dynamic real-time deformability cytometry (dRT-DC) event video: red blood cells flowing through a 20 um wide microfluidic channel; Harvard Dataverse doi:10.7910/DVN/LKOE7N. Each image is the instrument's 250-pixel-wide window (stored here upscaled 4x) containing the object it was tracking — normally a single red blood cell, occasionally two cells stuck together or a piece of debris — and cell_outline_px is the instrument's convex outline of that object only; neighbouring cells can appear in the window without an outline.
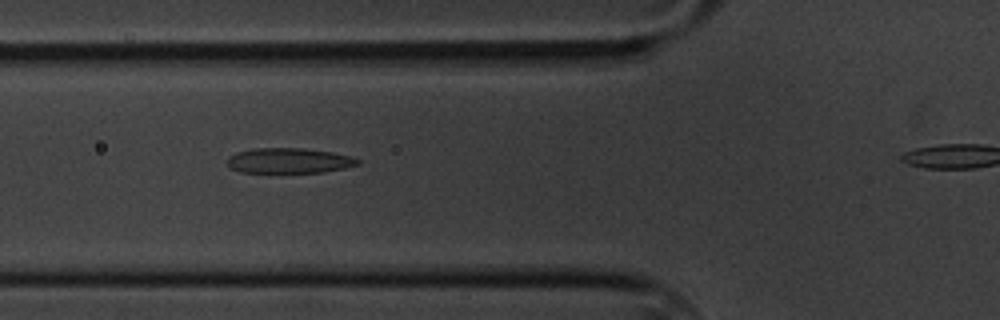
{"species": "common noctule bat (a hibernating species)", "species_latin": "Nyctalus noctula", "temperature_condition": "cold", "stored_images_in_passage": 7, "segment_of_instrument_passage": [1, 2], "camera_frame_rate_fps": 3000, "um_per_image_px": 0.085, "animal": {"sex": "male", "body_mass_g": 20.1, "forearm_length_mm": 53.5}, "frame": {"image": 1, "passage_image": 5, "time_ms": 4.667, "image_size_px": [1000, 320], "cell_outline_px": [[360, 164], [344, 168], [324, 172], [240, 172], [228, 168], [228, 156], [236, 152], [256, 148], [304, 148], [332, 152], [352, 156], [360, 160]], "centroid_in_image_um": [24.56, 13.65], "position_along_channel_um": 101.2, "area_um2": 19.25}}
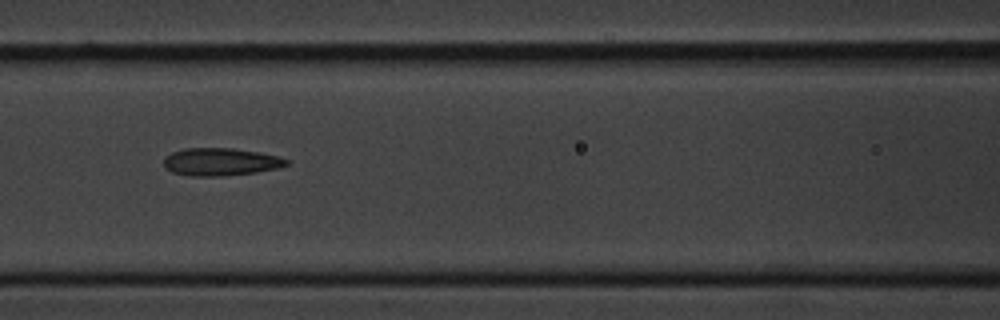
{"frame": {"image": 2, "passage_image": 6, "time_ms": 6.0, "image_size_px": [1000, 320], "cell_outline_px": [[292, 160], [288, 164], [276, 168], [256, 172], [224, 176], [188, 176], [172, 172], [164, 168], [164, 156], [172, 152], [184, 148], [232, 148], [260, 152], [280, 156]], "centroid_in_image_um": [18.75, 13.75], "position_along_channel_um": 147.9, "area_um2": 20.06}}